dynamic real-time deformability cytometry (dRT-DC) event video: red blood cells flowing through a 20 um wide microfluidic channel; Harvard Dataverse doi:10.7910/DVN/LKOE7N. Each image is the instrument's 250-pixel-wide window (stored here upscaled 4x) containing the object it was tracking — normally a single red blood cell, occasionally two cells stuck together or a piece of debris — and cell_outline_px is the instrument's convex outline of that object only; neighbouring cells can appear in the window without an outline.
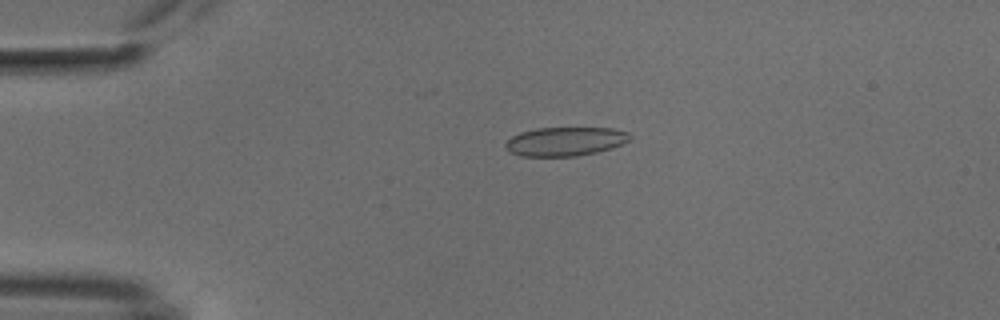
{"species": "common noctule bat (a hibernating species)", "species_latin": "Nyctalus noctula", "temperature_condition": "cold", "stored_images_in_passage": 53, "camera_frame_rate_fps": 3000, "um_per_image_px": 0.085, "animal": {"sex": "male", "body_mass_g": 18.8}, "frame": {"image": 1, "passage_image": 12, "time_ms": 3.667, "image_size_px": [1000, 320], "cell_outline_px": [[632, 136], [628, 140], [612, 148], [596, 152], [576, 156], [520, 156], [512, 152], [504, 144], [512, 136], [520, 132], [536, 128], [612, 128], [628, 132]], "centroid_in_image_um": [48.05, 12.01], "position_along_channel_um": 37.0, "area_um2": 20.75}}
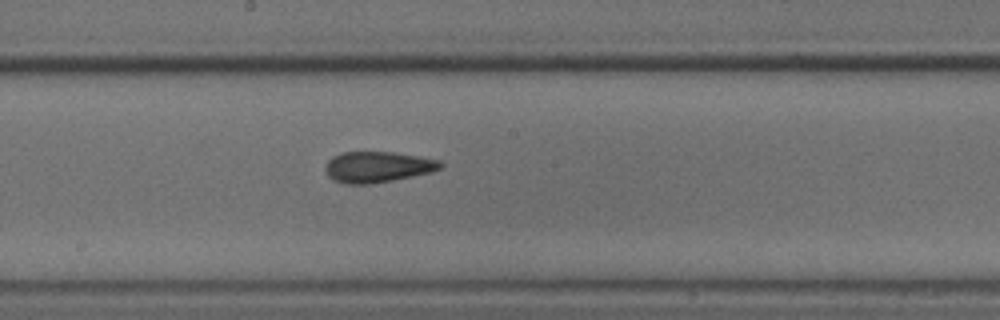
{"frame": {"image": 2, "passage_image": 29, "time_ms": 9.333, "image_size_px": [1000, 320], "cell_outline_px": [[444, 164], [440, 168], [432, 172], [392, 180], [368, 184], [344, 184], [332, 180], [328, 176], [324, 168], [328, 160], [332, 156], [340, 152], [392, 152], [420, 156], [440, 160]], "centroid_in_image_um": [32.07, 14.18], "position_along_channel_um": 216.1, "area_um2": 20.87}}
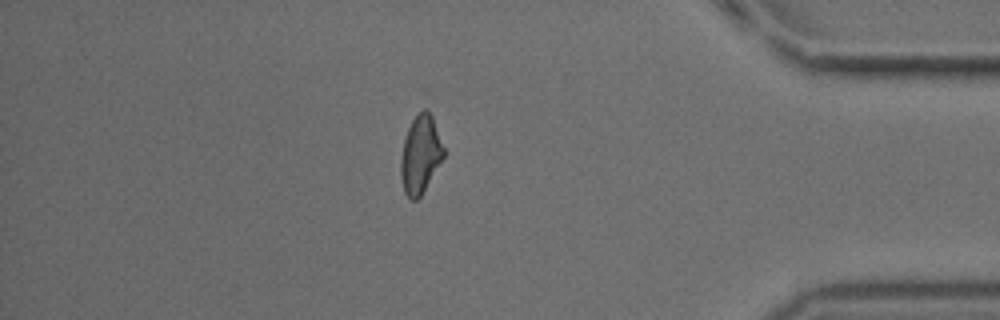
{"frame": {"image": 3, "passage_image": 46, "time_ms": 15.0, "image_size_px": [1000, 320], "cell_outline_px": [[444, 156], [420, 196], [416, 200], [412, 200], [404, 192], [400, 176], [400, 160], [404, 140], [408, 128], [412, 120], [424, 108], [432, 116], [444, 148]], "centroid_in_image_um": [35.72, 13.14], "position_along_channel_um": 399.5, "area_um2": 19.07}, "authors_computed_cell_mechanics": {"area_um2": 20.4612, "velocity_mm_per_s": 3.8051, "shape_relaxation_time_tau1_ms": 10.8741, "shape_relaxation_time_tau2_ms": 2.1413, "deformation_change_tau1": 0.1779, "deformation_change_tau2": 0.0883}}